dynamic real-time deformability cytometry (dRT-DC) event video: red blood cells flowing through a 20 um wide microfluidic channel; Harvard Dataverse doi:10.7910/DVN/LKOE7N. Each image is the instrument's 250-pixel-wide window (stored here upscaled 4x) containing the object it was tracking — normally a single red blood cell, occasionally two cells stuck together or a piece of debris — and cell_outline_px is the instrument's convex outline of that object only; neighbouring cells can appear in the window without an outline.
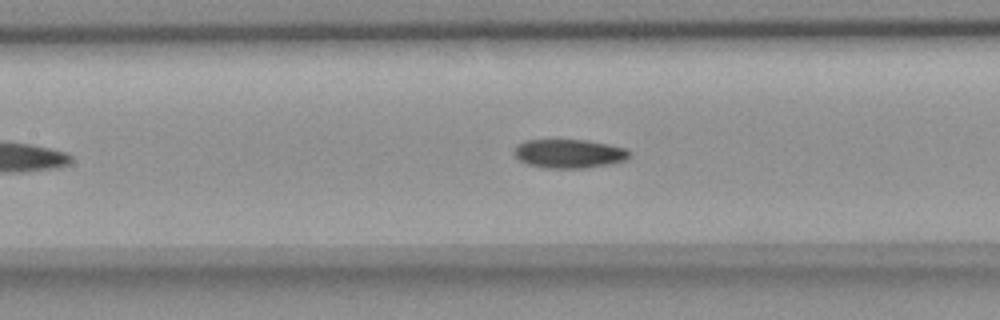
{"species": "common noctule bat (a hibernating species)", "species_latin": "Nyctalus noctula", "temperature_condition": "room temperature", "stored_images_in_passage": 29, "camera_frame_rate_fps": 3000, "um_per_image_px": 0.085, "animal": {"sex": "female", "body_mass_g": 18.4}, "frame": {"image": 1, "passage_image": 17, "time_ms": 5.333, "image_size_px": [1000, 320], "cell_outline_px": [[628, 160], [588, 168], [544, 168], [528, 164], [520, 160], [512, 152], [516, 144], [524, 140], [588, 140], [628, 148]], "centroid_in_image_um": [48.35, 13.05], "position_along_channel_um": 159.0, "area_um2": 19.54}}